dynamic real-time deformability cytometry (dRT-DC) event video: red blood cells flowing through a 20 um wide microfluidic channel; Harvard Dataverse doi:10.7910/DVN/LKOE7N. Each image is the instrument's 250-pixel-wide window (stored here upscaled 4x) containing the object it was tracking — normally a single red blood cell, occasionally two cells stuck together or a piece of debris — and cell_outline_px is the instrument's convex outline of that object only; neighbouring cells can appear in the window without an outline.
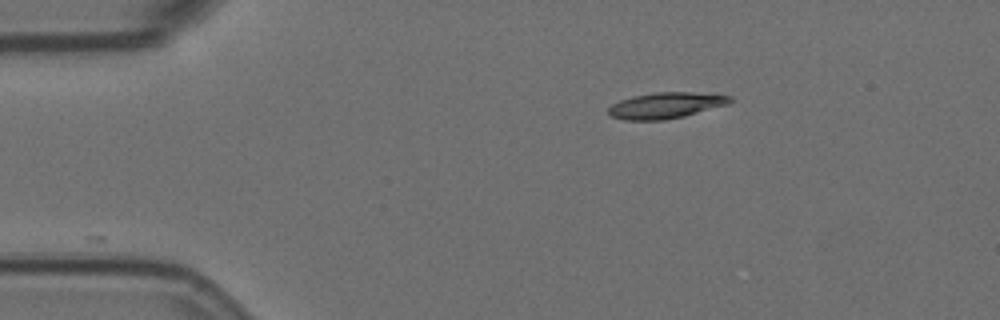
{"species": "Egyptian fruit bat (a non-hibernating species)", "species_latin": "Rousettus aegyptiacus", "temperature_condition": "room temperature", "stored_images_in_passage": 22, "camera_frame_rate_fps": 3000, "um_per_image_px": 0.085, "animal": {"sex": "female"}, "frame": {"image": 1, "passage_image": 1, "time_ms": 0.0, "image_size_px": [1000, 320], "cell_outline_px": [[732, 100], [728, 104], [684, 116], [664, 120], [624, 120], [612, 116], [608, 112], [608, 108], [612, 104], [620, 100], [632, 96], [656, 92], [692, 92], [732, 96]], "centroid_in_image_um": [56.58, 8.96], "position_along_channel_um": 28.4, "area_um2": 18.32}}
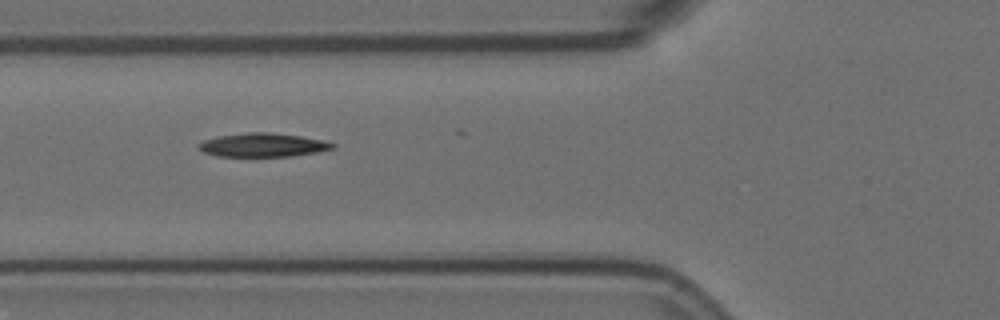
{"frame": {"image": 2, "passage_image": 12, "time_ms": 3.667, "image_size_px": [1000, 320], "cell_outline_px": [[336, 148], [316, 152], [288, 156], [216, 156], [204, 152], [200, 148], [200, 144], [204, 140], [216, 136], [248, 132], [272, 132], [300, 136], [320, 140], [336, 144]], "centroid_in_image_um": [22.35, 12.32], "position_along_channel_um": 103.5, "area_um2": 18.26}}
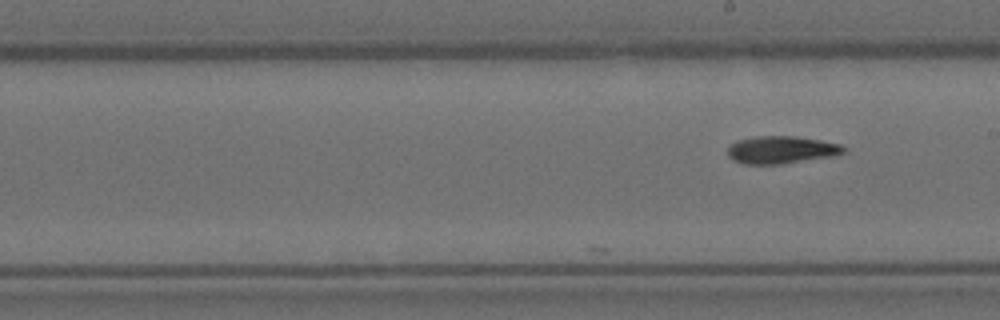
{"frame": {"image": 3, "passage_image": 22, "time_ms": 7.0, "image_size_px": [1000, 320], "cell_outline_px": [[844, 152], [836, 156], [780, 164], [744, 164], [732, 160], [728, 156], [728, 148], [736, 140], [752, 136], [796, 136], [820, 140], [840, 144], [844, 148]], "centroid_in_image_um": [66.39, 12.73], "position_along_channel_um": 222.6, "area_um2": 18.73}}